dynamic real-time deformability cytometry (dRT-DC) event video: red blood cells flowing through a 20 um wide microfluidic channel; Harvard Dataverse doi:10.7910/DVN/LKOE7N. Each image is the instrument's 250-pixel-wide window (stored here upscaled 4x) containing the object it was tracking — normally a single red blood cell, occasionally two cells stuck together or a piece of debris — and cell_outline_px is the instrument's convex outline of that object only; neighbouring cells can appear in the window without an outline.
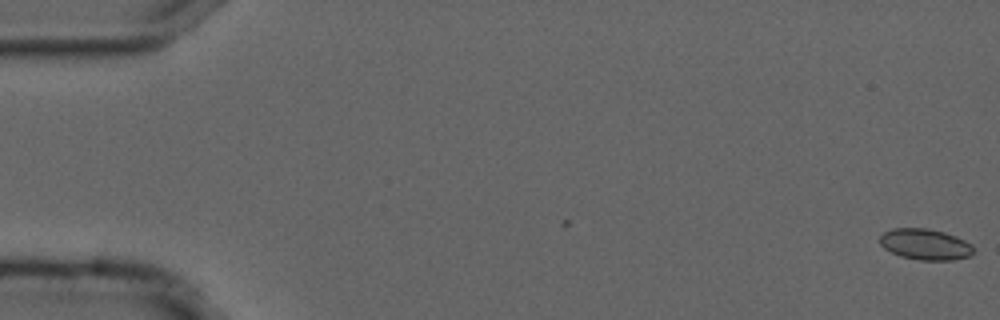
{"species": "common noctule bat (a hibernating species)", "species_latin": "Nyctalus noctula", "temperature_condition": "cold", "stored_images_in_passage": 56, "camera_frame_rate_fps": 3000, "um_per_image_px": 0.085, "animal": {"sex": "male", "forearm_length_mm": 52.5}, "frame": {"image": 1, "passage_image": 1, "time_ms": 0.0, "image_size_px": [1000, 320], "cell_outline_px": [[972, 252], [968, 256], [952, 260], [920, 260], [900, 256], [884, 248], [880, 244], [880, 236], [884, 232], [892, 228], [928, 228], [944, 232], [956, 236], [972, 244]], "centroid_in_image_um": [78.62, 20.76], "position_along_channel_um": 6.4, "area_um2": 16.82}}
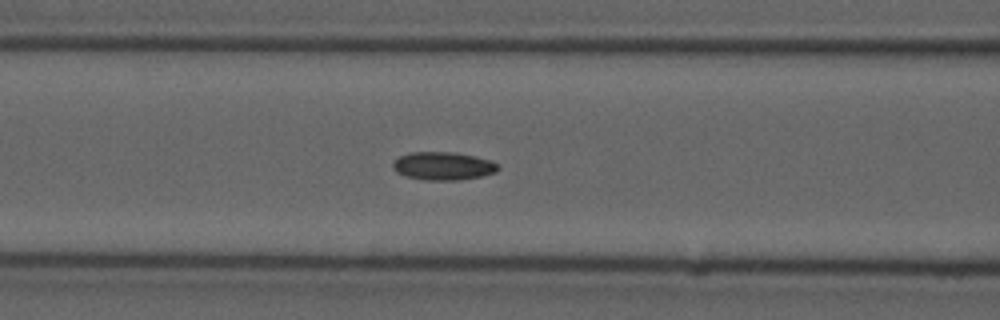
{"frame": {"image": 2, "passage_image": 23, "time_ms": 7.333, "image_size_px": [1000, 320], "cell_outline_px": [[500, 168], [496, 172], [480, 176], [456, 180], [428, 180], [408, 176], [396, 172], [392, 168], [392, 164], [400, 156], [408, 152], [456, 152], [476, 156], [492, 160], [500, 164]], "centroid_in_image_um": [37.71, 14.09], "position_along_channel_um": 128.9, "area_um2": 17.28}}
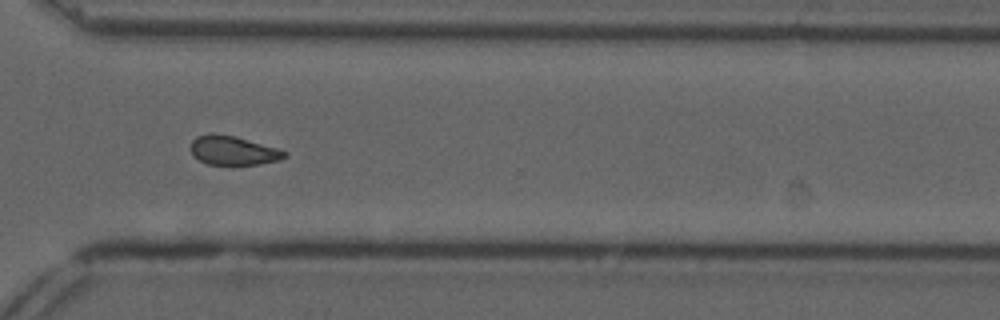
{"frame": {"image": 3, "passage_image": 41, "time_ms": 13.333, "image_size_px": [1000, 320], "cell_outline_px": [[288, 156], [280, 160], [260, 164], [208, 164], [192, 156], [188, 148], [192, 140], [196, 136], [208, 132], [212, 132], [236, 136], [276, 148], [288, 152]], "centroid_in_image_um": [19.76, 12.77], "position_along_channel_um": 350.8, "area_um2": 16.18}, "authors_computed_cell_mechanics": {"area_um2": 16.3574, "velocity_mm_per_s": 3.7011, "shape_relaxation_time_tau1_ms": 7.7638, "shape_relaxation_time_tau2_ms": 3.5617, "deformation_change_tau1": 0.1112, "deformation_change_tau2": 0.0919}}